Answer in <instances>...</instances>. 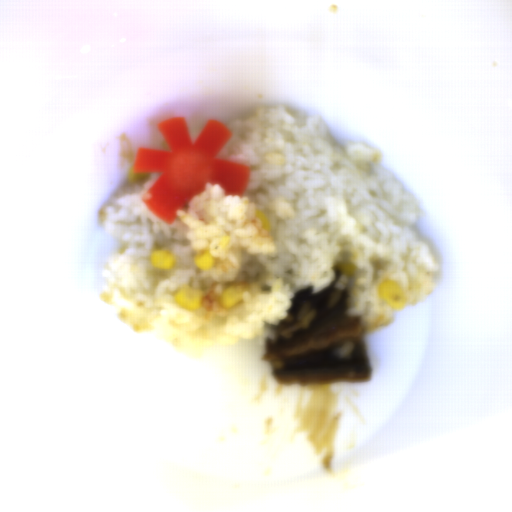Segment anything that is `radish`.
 Wrapping results in <instances>:
<instances>
[{"label":"radish","instance_id":"obj_1","mask_svg":"<svg viewBox=\"0 0 512 512\" xmlns=\"http://www.w3.org/2000/svg\"><path fill=\"white\" fill-rule=\"evenodd\" d=\"M157 130L168 150L137 149L133 171L158 174L143 196L158 219L171 226L179 210L206 191V182L219 185L229 197L243 195L251 169L218 157L232 134L225 123L208 119L194 141L184 116L163 120Z\"/></svg>","mask_w":512,"mask_h":512}]
</instances>
